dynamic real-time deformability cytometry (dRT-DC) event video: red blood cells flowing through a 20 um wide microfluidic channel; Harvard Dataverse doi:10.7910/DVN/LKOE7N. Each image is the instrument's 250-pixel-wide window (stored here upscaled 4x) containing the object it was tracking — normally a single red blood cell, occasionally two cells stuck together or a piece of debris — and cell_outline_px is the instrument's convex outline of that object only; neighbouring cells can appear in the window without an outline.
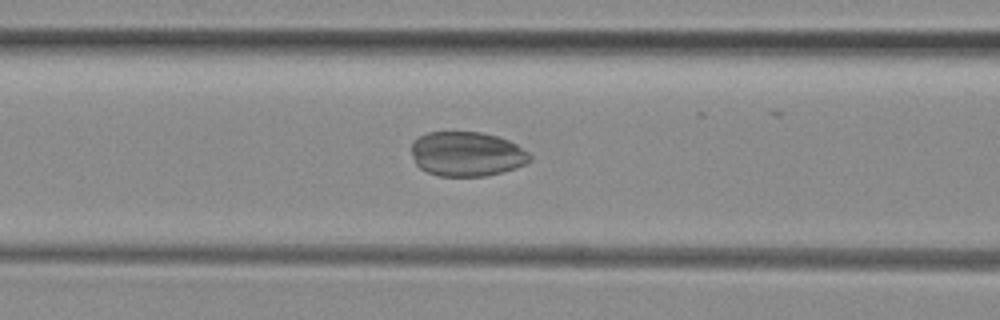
{"species": "common noctule bat (a hibernating species)", "species_latin": "Nyctalus noctula", "temperature_condition": "room temperature", "stored_images_in_passage": 25, "camera_frame_rate_fps": 3000, "um_per_image_px": 0.085, "animal": {"sex": "female", "body_mass_g": 29.2, "forearm_length_mm": 56.3}, "frame": {"image": 1, "passage_image": 21, "time_ms": 6.667, "image_size_px": [1000, 320], "cell_outline_px": [[532, 160], [524, 164], [500, 172], [484, 176], [440, 176], [428, 172], [420, 168], [416, 164], [412, 156], [412, 140], [428, 132], [480, 132], [496, 136], [508, 140], [516, 144], [528, 152], [532, 156]], "centroid_in_image_um": [39.65, 13.08], "position_along_channel_um": 126.9, "area_um2": 30.63}}
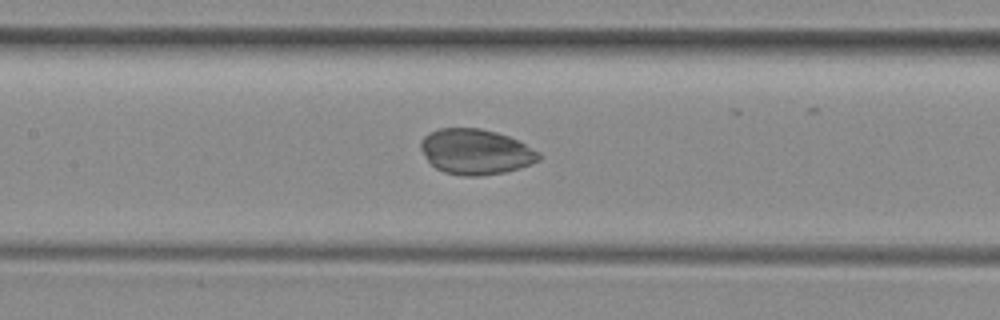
{"frame": {"image": 2, "passage_image": 24, "time_ms": 7.667, "image_size_px": [1000, 320], "cell_outline_px": [[540, 160], [520, 168], [504, 172], [480, 176], [464, 176], [444, 172], [436, 168], [428, 160], [420, 148], [420, 140], [428, 132], [440, 128], [480, 128], [496, 132], [508, 136], [540, 152]], "centroid_in_image_um": [40.41, 12.89], "position_along_channel_um": 167.0, "area_um2": 31.15}}